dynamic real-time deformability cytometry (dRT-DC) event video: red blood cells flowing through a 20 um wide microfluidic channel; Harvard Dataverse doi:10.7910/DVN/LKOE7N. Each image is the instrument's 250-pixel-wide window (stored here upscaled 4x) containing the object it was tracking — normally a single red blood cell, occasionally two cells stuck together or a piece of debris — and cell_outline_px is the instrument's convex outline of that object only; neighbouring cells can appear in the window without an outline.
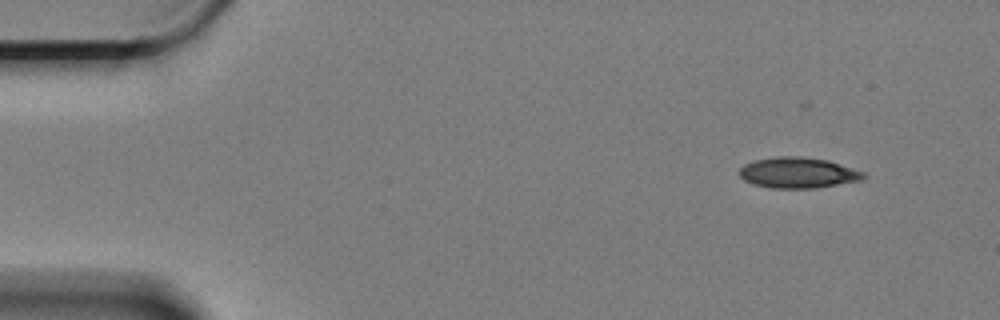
{"species": "Egyptian fruit bat (a non-hibernating species)", "species_latin": "Rousettus aegyptiacus", "temperature_condition": "cold", "stored_images_in_passage": 18, "camera_frame_rate_fps": 3000, "um_per_image_px": 0.085, "animal": {"sex": "female"}, "frame": {"image": 1, "passage_image": 1, "time_ms": 0.0, "image_size_px": [1000, 320], "cell_outline_px": [[868, 176], [860, 180], [816, 188], [772, 188], [752, 184], [744, 180], [740, 176], [740, 168], [744, 164], [752, 160], [776, 156], [800, 156], [828, 160], [864, 172]], "centroid_in_image_um": [67.8, 14.67], "position_along_channel_um": 17.2, "area_um2": 22.31}}
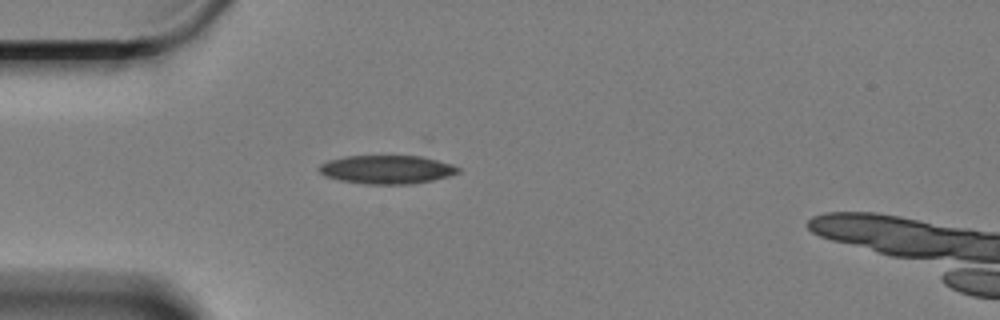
{"frame": {"image": 2, "passage_image": 12, "time_ms": 3.667, "image_size_px": [1000, 320], "cell_outline_px": [[460, 172], [448, 176], [432, 180], [408, 184], [364, 184], [340, 180], [324, 176], [316, 168], [320, 164], [328, 160], [344, 156], [420, 156], [452, 164], [460, 168]], "centroid_in_image_um": [32.83, 14.41], "position_along_channel_um": 52.2, "area_um2": 23.12}}
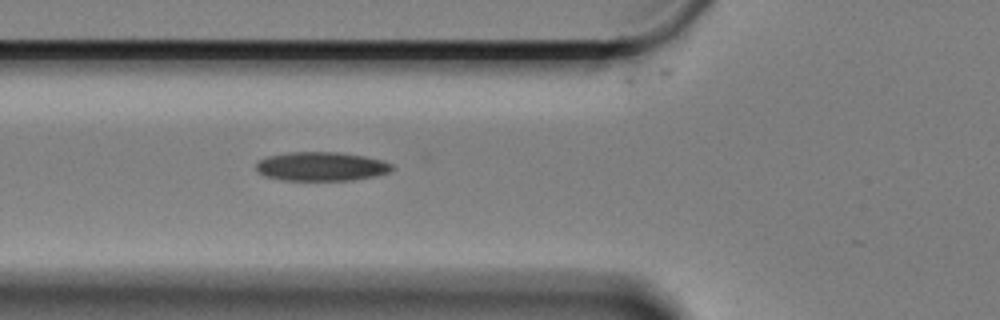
{"frame": {"image": 3, "passage_image": 17, "time_ms": 5.333, "image_size_px": [1000, 320], "cell_outline_px": [[396, 168], [392, 172], [376, 176], [352, 180], [284, 180], [264, 176], [256, 172], [256, 164], [260, 160], [268, 156], [288, 152], [336, 152], [364, 156], [384, 160], [392, 164]], "centroid_in_image_um": [27.35, 14.15], "position_along_channel_um": 98.4, "area_um2": 23.18}}